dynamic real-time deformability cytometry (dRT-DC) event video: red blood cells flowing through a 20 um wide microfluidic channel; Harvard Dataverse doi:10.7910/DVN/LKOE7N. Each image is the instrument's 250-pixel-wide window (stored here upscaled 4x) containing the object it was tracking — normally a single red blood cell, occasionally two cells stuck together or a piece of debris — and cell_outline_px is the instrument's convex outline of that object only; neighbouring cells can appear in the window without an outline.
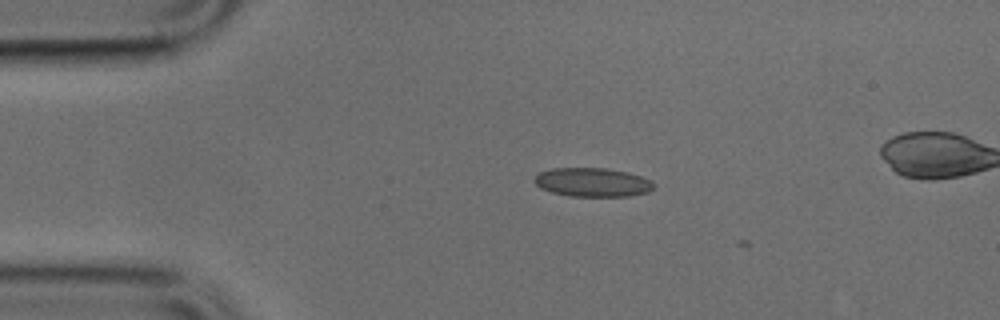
{"species": "common noctule bat (a hibernating species)", "species_latin": "Nyctalus noctula", "temperature_condition": "cold", "stored_images_in_passage": 3, "camera_frame_rate_fps": 3000, "um_per_image_px": 0.085, "animal": {"sex": "male", "body_mass_g": 17.9, "forearm_length_mm": 54.2}, "frame": {"image": 1, "passage_image": 1, "time_ms": 0.0, "image_size_px": [1000, 320], "cell_outline_px": [[652, 188], [648, 192], [628, 196], [568, 196], [552, 192], [540, 188], [532, 180], [540, 172], [552, 168], [608, 168], [628, 172], [652, 180]], "centroid_in_image_um": [50.34, 15.49], "position_along_channel_um": 34.7, "area_um2": 20.06}}